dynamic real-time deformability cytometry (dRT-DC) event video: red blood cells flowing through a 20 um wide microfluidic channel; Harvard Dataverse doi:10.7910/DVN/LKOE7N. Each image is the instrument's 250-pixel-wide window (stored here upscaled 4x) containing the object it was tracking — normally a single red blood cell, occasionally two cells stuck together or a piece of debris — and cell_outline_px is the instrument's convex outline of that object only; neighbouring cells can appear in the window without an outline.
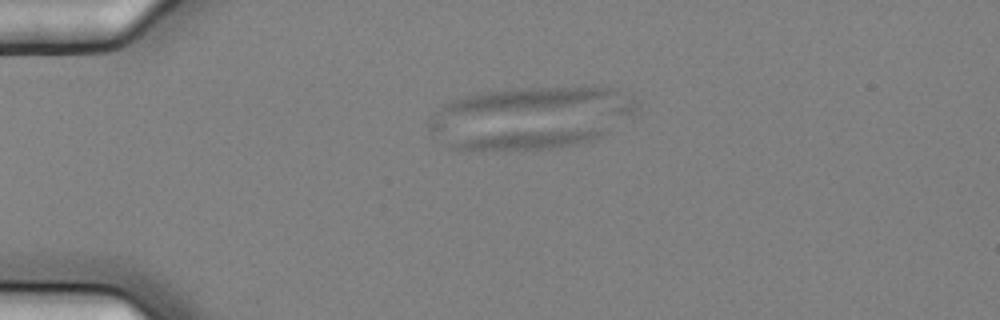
{"species": "common noctule bat (a hibernating species)", "species_latin": "Nyctalus noctula", "temperature_condition": "cold", "stored_images_in_passage": 5, "camera_frame_rate_fps": 3000, "um_per_image_px": 0.085, "animal": {"sex": "female", "body_mass_g": 25.1}, "frame": {"image": 1, "passage_image": 4, "time_ms": 1.0, "image_size_px": [1000, 320], "cell_outline_px": [[608, 132], [600, 136], [576, 144], [552, 148], [480, 152], [456, 152], [448, 144], [448, 140], [504, 132]], "centroid_in_image_um": [44.2, 11.99], "position_along_channel_um": 40.8, "area_um2": 16.07}}